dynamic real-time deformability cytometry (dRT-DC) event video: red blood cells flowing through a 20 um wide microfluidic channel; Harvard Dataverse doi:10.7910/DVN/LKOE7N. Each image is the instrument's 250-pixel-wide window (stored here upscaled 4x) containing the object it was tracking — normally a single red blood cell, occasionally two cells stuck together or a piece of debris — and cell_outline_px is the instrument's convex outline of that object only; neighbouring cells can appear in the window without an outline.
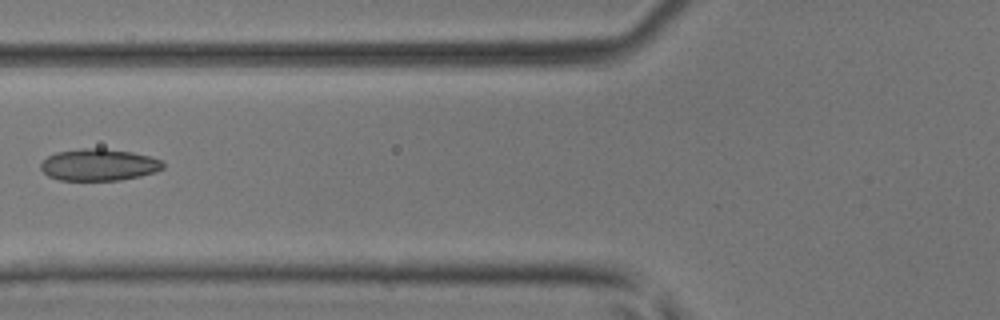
{"species": "common noctule bat (a hibernating species)", "species_latin": "Nyctalus noctula", "temperature_condition": "room temperature", "stored_images_in_passage": 6, "camera_frame_rate_fps": 3000, "um_per_image_px": 0.085, "animal": {"sex": "male", "body_mass_g": 17.9, "forearm_length_mm": 54.2}, "frame": {"image": 1, "passage_image": 5, "time_ms": 4.667, "image_size_px": [1000, 320], "cell_outline_px": [[164, 168], [156, 172], [140, 176], [120, 180], [60, 180], [48, 176], [40, 168], [40, 164], [48, 156], [56, 152], [80, 148], [104, 148], [132, 152], [148, 156], [160, 160], [164, 164]], "centroid_in_image_um": [8.4, 14.0], "position_along_channel_um": 117.4, "area_um2": 22.72}}
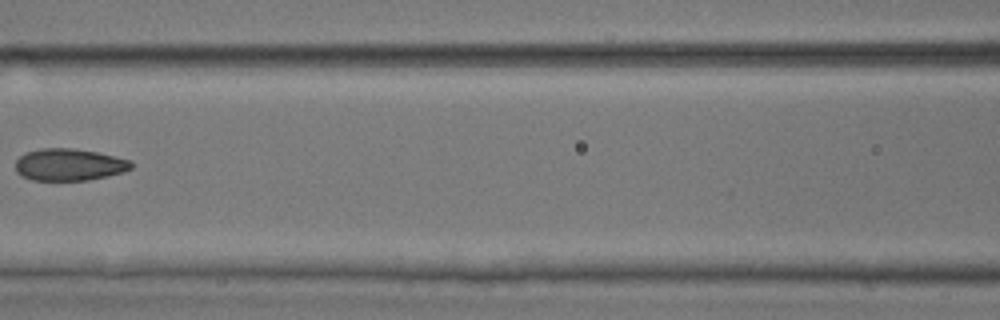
{"frame": {"image": 2, "passage_image": 6, "time_ms": 5.667, "image_size_px": [1000, 320], "cell_outline_px": [[132, 168], [124, 172], [88, 180], [32, 180], [20, 176], [16, 172], [16, 160], [24, 152], [40, 148], [72, 148], [96, 152], [132, 160]], "centroid_in_image_um": [5.86, 13.99], "position_along_channel_um": 160.7, "area_um2": 21.73}}